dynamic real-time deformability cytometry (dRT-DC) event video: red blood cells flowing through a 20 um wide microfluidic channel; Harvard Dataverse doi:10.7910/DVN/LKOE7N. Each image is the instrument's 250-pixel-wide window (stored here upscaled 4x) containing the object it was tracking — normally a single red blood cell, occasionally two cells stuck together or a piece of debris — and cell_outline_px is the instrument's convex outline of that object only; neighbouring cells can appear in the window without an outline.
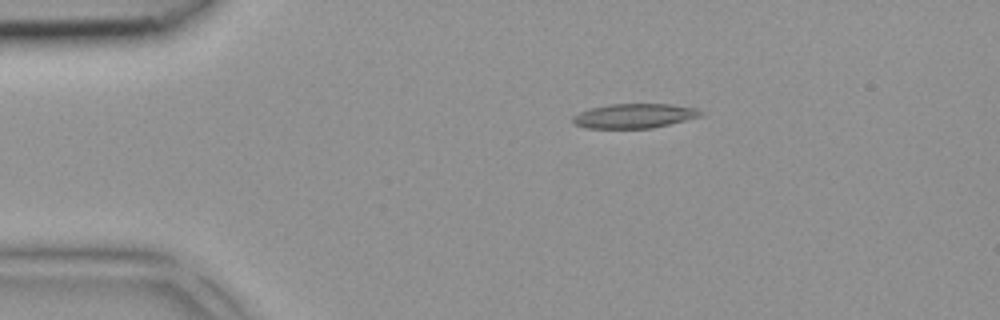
{"species": "common noctule bat (a hibernating species)", "species_latin": "Nyctalus noctula", "temperature_condition": "room temperature", "stored_images_in_passage": 3, "camera_frame_rate_fps": 3000, "um_per_image_px": 0.085, "animal": {"sex": "female", "body_mass_g": 18.4}, "frame": {"image": 1, "passage_image": 2, "time_ms": 0.333, "image_size_px": [1000, 320], "cell_outline_px": [[704, 112], [700, 116], [652, 128], [584, 128], [576, 124], [572, 120], [572, 116], [580, 112], [592, 108], [612, 104], [672, 104], [696, 108]], "centroid_in_image_um": [53.91, 9.85], "position_along_channel_um": 31.1, "area_um2": 18.03}}
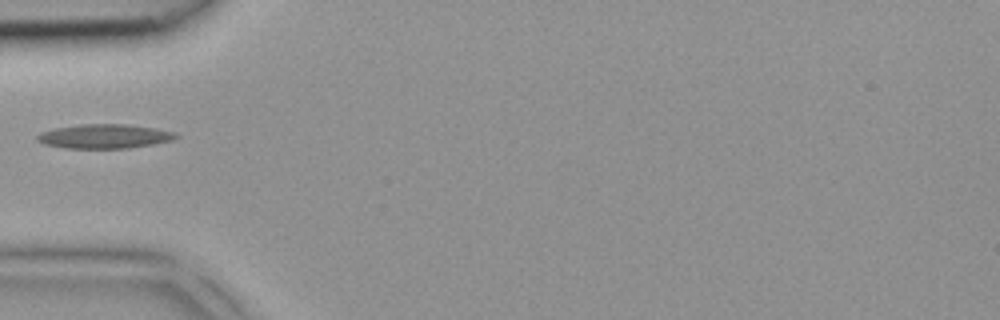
{"frame": {"image": 2, "passage_image": 3, "time_ms": 0.667, "image_size_px": [1000, 320], "cell_outline_px": [[180, 136], [172, 140], [152, 144], [128, 148], [64, 148], [44, 144], [36, 140], [36, 136], [40, 132], [56, 128], [80, 124], [128, 124], [156, 128], [176, 132]], "centroid_in_image_um": [8.88, 11.58], "position_along_channel_um": 76.1, "area_um2": 19.65}}